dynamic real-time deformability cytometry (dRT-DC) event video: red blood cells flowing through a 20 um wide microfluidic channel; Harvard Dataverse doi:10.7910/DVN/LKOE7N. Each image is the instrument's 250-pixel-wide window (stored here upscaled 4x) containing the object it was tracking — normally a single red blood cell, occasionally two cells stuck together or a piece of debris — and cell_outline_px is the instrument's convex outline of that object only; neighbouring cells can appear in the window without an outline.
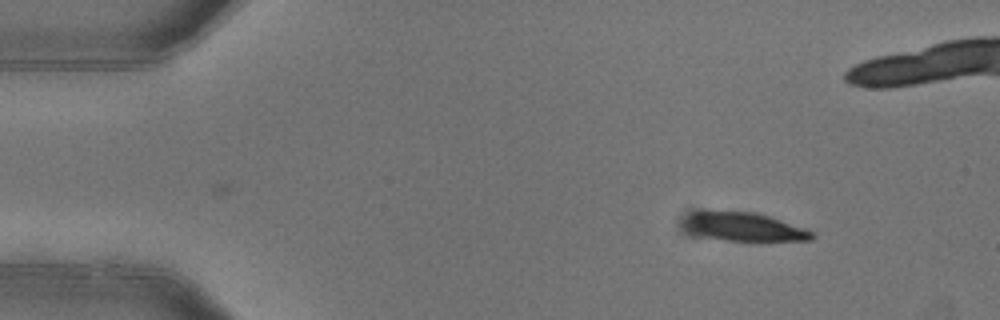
{"species": "common noctule bat (a hibernating species)", "species_latin": "Nyctalus noctula", "temperature_condition": "warm", "stored_images_in_passage": 4, "camera_frame_rate_fps": 3000, "um_per_image_px": 0.085, "animal": {"sex": "female"}, "frame": {"image": 1, "passage_image": 1, "time_ms": 0.0, "image_size_px": [1000, 320], "cell_outline_px": [[816, 236], [812, 240], [724, 240], [692, 232], [684, 224], [688, 216], [692, 212], [756, 212], [804, 228], [812, 232]], "centroid_in_image_um": [63.31, 19.28], "position_along_channel_um": 21.7, "area_um2": 20.29}}